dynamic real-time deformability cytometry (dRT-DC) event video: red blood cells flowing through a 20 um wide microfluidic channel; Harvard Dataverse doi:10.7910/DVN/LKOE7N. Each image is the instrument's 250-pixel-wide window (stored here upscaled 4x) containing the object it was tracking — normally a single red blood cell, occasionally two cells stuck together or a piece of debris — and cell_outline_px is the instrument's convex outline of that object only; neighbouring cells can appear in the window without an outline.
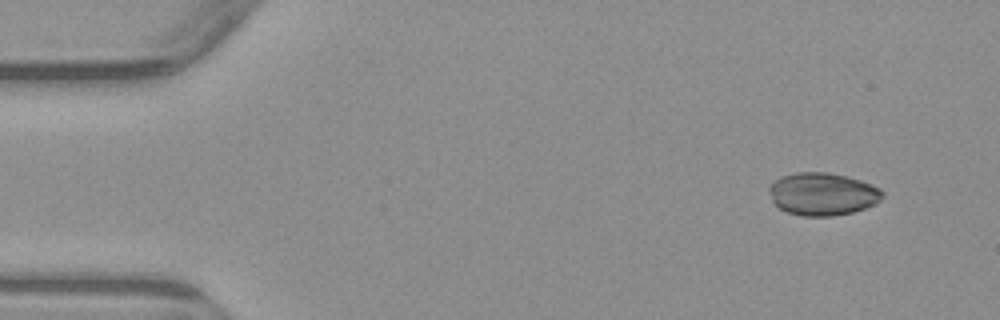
{"species": "common noctule bat (a hibernating species)", "species_latin": "Nyctalus noctula", "temperature_condition": "warm", "stored_images_in_passage": 4, "camera_frame_rate_fps": 3000, "um_per_image_px": 0.085, "animal": {"sex": "male", "body_mass_g": 23.1, "forearm_length_mm": 52.7}, "frame": {"image": 1, "passage_image": 1, "time_ms": 0.0, "image_size_px": [1000, 320], "cell_outline_px": [[884, 196], [876, 204], [852, 212], [832, 216], [804, 216], [788, 212], [780, 208], [772, 200], [768, 192], [768, 188], [780, 176], [796, 172], [828, 172], [860, 180], [880, 188], [884, 192]], "centroid_in_image_um": [69.92, 16.49], "position_along_channel_um": 15.1, "area_um2": 28.15}}
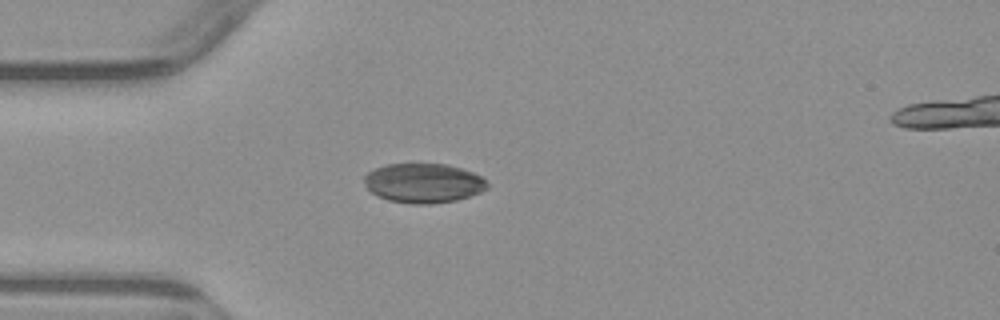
{"frame": {"image": 2, "passage_image": 3, "time_ms": 3.333, "image_size_px": [1000, 320], "cell_outline_px": [[488, 188], [480, 192], [456, 200], [432, 204], [412, 204], [388, 200], [372, 192], [364, 184], [364, 176], [368, 172], [376, 168], [388, 164], [448, 164], [472, 172], [480, 176], [488, 184]], "centroid_in_image_um": [35.99, 15.56], "position_along_channel_um": 49.0, "area_um2": 28.09}}